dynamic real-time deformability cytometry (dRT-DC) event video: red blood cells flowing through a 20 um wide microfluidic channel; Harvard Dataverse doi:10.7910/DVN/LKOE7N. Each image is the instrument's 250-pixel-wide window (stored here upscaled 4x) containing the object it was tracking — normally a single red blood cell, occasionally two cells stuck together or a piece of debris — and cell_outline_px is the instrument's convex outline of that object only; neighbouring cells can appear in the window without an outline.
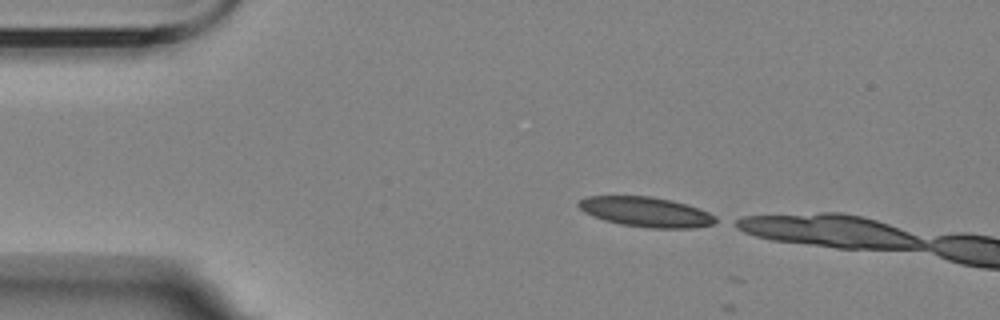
{"species": "Egyptian fruit bat (a non-hibernating species)", "species_latin": "Rousettus aegyptiacus", "temperature_condition": "room temperature", "stored_images_in_passage": 4, "camera_frame_rate_fps": 3000, "um_per_image_px": 0.085, "animal": {"sex": "female"}, "frame": {"image": 1, "passage_image": 1, "time_ms": 0.0, "image_size_px": [1000, 320], "cell_outline_px": [[720, 220], [712, 224], [692, 228], [652, 228], [620, 224], [604, 220], [584, 212], [576, 204], [580, 200], [588, 196], [652, 196], [672, 200], [708, 212], [716, 216]], "centroid_in_image_um": [54.91, 18.01], "position_along_channel_um": 30.1, "area_um2": 23.76}}